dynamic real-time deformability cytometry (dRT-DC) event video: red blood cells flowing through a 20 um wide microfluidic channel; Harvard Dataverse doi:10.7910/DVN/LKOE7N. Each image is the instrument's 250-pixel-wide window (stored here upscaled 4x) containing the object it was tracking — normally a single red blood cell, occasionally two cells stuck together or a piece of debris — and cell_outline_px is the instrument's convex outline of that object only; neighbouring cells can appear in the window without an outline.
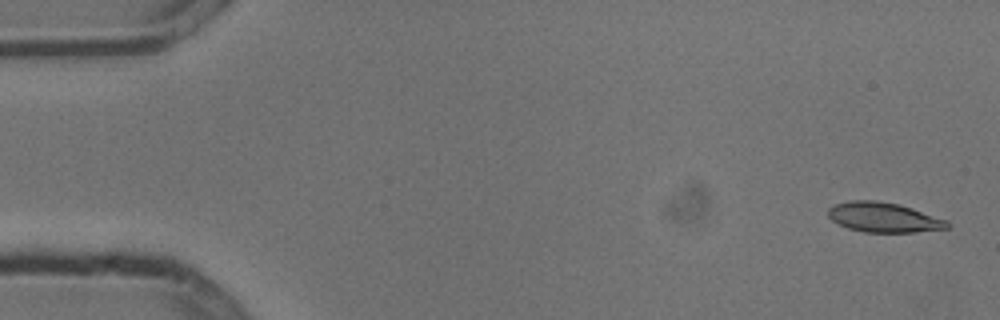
{"species": "common noctule bat (a hibernating species)", "species_latin": "Nyctalus noctula", "temperature_condition": "cold", "stored_images_in_passage": 5, "camera_frame_rate_fps": 3000, "um_per_image_px": 0.085, "animal": {"sex": "male", "body_mass_g": 13.3}, "frame": {"image": 1, "passage_image": 1, "time_ms": 0.0, "image_size_px": [1000, 320], "cell_outline_px": [[948, 228], [916, 232], [864, 232], [848, 228], [832, 220], [828, 216], [828, 208], [836, 204], [848, 200], [876, 200], [900, 204], [948, 220]], "centroid_in_image_um": [75.11, 18.46], "position_along_channel_um": 9.9, "area_um2": 20.69}}
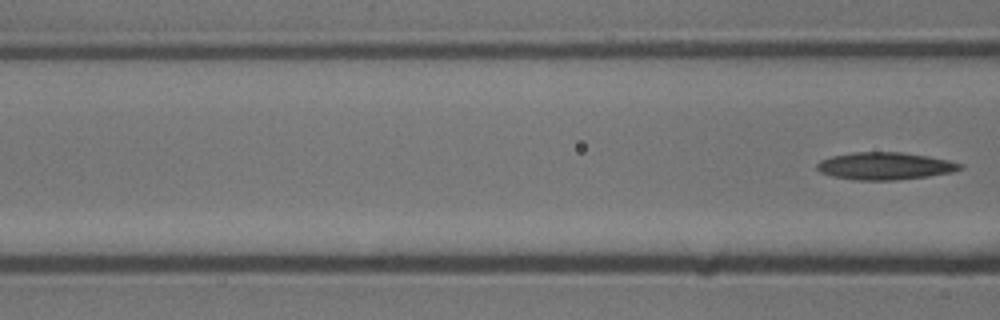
{"frame": {"image": 2, "passage_image": 5, "time_ms": 1.333, "image_size_px": [1000, 320], "cell_outline_px": [[964, 168], [952, 172], [928, 176], [896, 180], [856, 180], [832, 176], [820, 172], [816, 168], [816, 164], [820, 160], [832, 156], [852, 152], [900, 152], [928, 156], [948, 160], [964, 164]], "centroid_in_image_um": [75.22, 14.11], "position_along_channel_um": 91.4, "area_um2": 22.89}}